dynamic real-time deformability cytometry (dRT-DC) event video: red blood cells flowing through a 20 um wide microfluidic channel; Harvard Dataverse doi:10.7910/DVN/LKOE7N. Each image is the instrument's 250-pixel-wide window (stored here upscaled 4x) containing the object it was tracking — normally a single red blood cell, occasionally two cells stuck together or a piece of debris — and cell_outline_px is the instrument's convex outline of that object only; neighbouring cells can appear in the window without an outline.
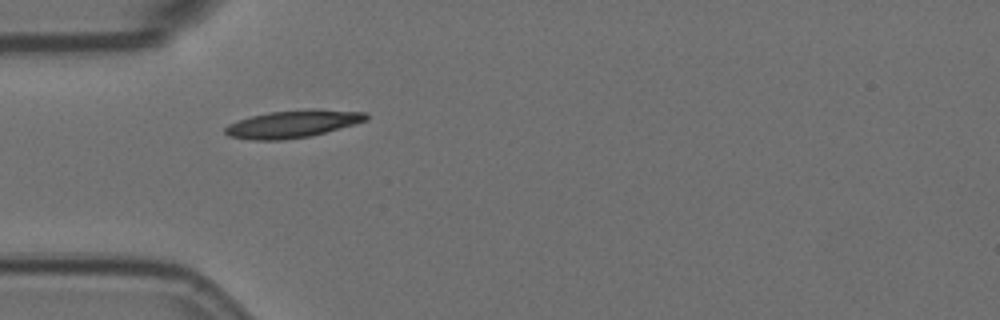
{"species": "Egyptian fruit bat (a non-hibernating species)", "species_latin": "Rousettus aegyptiacus", "temperature_condition": "room temperature", "stored_images_in_passage": 2, "camera_frame_rate_fps": 3000, "um_per_image_px": 0.085, "animal": {"sex": "female"}, "frame": {"image": 1, "passage_image": 1, "time_ms": 0.0, "image_size_px": [1000, 320], "cell_outline_px": [[368, 120], [312, 136], [280, 140], [252, 140], [228, 136], [224, 132], [224, 128], [228, 124], [236, 120], [268, 112], [308, 108], [320, 108], [368, 112]], "centroid_in_image_um": [24.91, 10.51], "position_along_channel_um": 60.1, "area_um2": 23.0}}
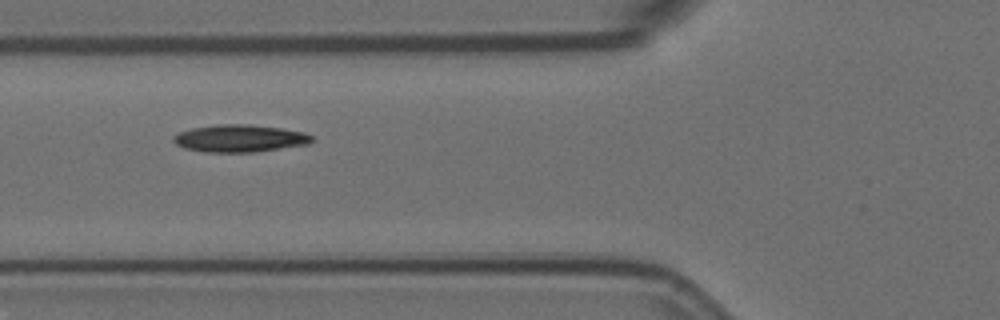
{"frame": {"image": 2, "passage_image": 2, "time_ms": 0.333, "image_size_px": [1000, 320], "cell_outline_px": [[312, 140], [308, 144], [256, 152], [204, 152], [184, 148], [176, 144], [172, 140], [172, 136], [180, 132], [192, 128], [220, 124], [248, 124], [280, 128], [304, 132], [312, 136]], "centroid_in_image_um": [20.35, 11.76], "position_along_channel_um": 105.4, "area_um2": 22.02}}